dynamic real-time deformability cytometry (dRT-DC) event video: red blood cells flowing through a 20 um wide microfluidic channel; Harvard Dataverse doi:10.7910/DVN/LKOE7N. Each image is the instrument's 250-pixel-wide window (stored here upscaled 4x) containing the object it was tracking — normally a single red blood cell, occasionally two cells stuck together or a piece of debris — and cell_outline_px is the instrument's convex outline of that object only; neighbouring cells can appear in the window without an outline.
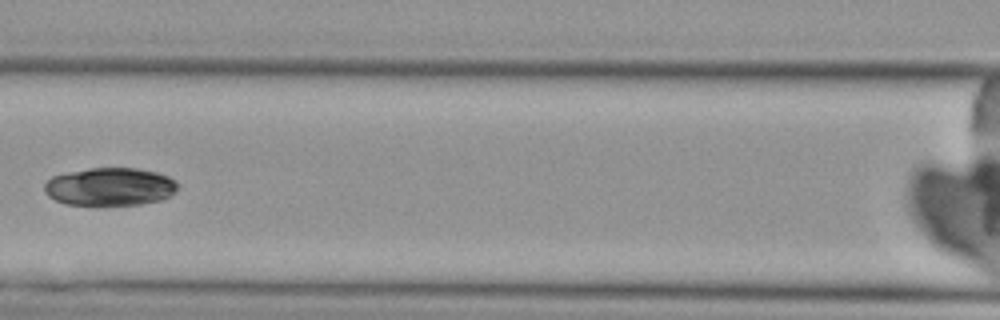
{"species": "Egyptian fruit bat (a non-hibernating species)", "species_latin": "Rousettus aegyptiacus", "temperature_condition": "cold", "stored_images_in_passage": 5, "camera_frame_rate_fps": 3000, "um_per_image_px": 0.085, "animal": {"sex": "female"}, "frame": {"image": 1, "passage_image": 4, "time_ms": 4.333, "image_size_px": [1000, 320], "cell_outline_px": [[176, 192], [160, 200], [140, 204], [100, 208], [64, 204], [48, 196], [44, 192], [44, 184], [52, 176], [68, 172], [88, 168], [136, 168], [156, 172], [168, 176], [176, 184]], "centroid_in_image_um": [9.28, 15.91], "position_along_channel_um": 157.3, "area_um2": 30.29}}
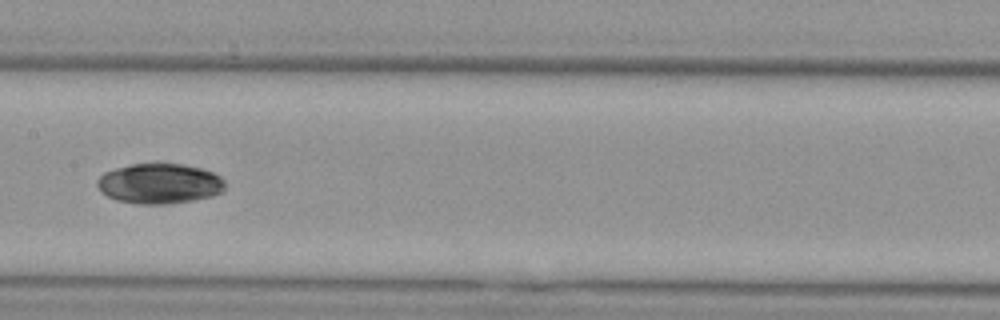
{"frame": {"image": 2, "passage_image": 5, "time_ms": 5.333, "image_size_px": [1000, 320], "cell_outline_px": [[224, 188], [220, 192], [212, 196], [192, 200], [168, 204], [136, 204], [116, 200], [108, 196], [96, 184], [96, 180], [104, 172], [116, 168], [132, 164], [156, 160], [160, 160], [184, 164], [200, 168], [212, 172], [220, 176], [224, 180]], "centroid_in_image_um": [13.55, 15.56], "position_along_channel_um": 193.9, "area_um2": 30.58}}